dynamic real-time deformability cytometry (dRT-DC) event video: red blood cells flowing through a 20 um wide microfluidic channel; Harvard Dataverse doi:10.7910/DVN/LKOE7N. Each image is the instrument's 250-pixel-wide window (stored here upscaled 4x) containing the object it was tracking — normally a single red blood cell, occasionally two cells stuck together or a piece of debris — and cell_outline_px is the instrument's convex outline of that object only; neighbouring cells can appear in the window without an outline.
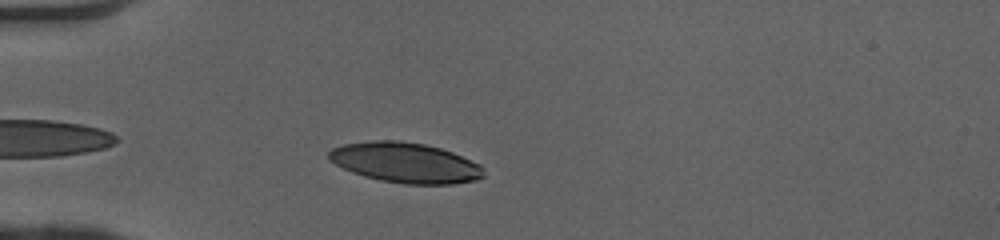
{"species": "human", "species_latin": "Homo sapiens", "temperature_condition": "cold", "stored_images_in_passage": 34, "camera_frame_rate_fps": 3000, "um_per_image_px": 0.085, "donor": {"sex": "female"}, "frame": {"image": 1, "passage_image": 4, "time_ms": 1.0, "image_size_px": [1000, 240], "cell_outline_px": [[484, 176], [476, 180], [452, 184], [404, 184], [380, 180], [364, 176], [352, 172], [328, 160], [328, 152], [332, 148], [344, 144], [372, 140], [396, 140], [424, 144], [440, 148], [452, 152], [480, 164]], "centroid_in_image_um": [34.43, 13.82], "position_along_channel_um": 50.6, "area_um2": 36.18}}
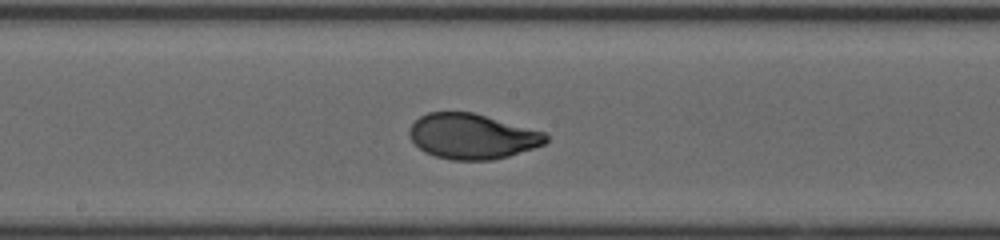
{"frame": {"image": 2, "passage_image": 17, "time_ms": 5.333, "image_size_px": [1000, 240], "cell_outline_px": [[548, 140], [544, 144], [508, 156], [492, 160], [452, 160], [436, 156], [424, 152], [408, 136], [408, 128], [420, 116], [428, 112], [472, 112], [544, 132], [548, 136]], "centroid_in_image_um": [40.1, 11.59], "position_along_channel_um": 208.1, "area_um2": 35.78}}
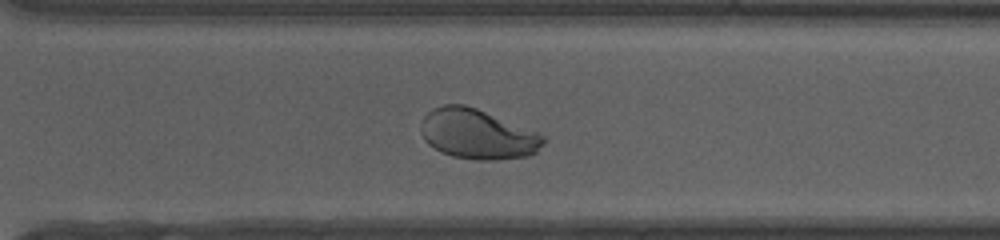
{"frame": {"image": 3, "passage_image": 26, "time_ms": 8.333, "image_size_px": [1000, 240], "cell_outline_px": [[544, 144], [536, 152], [528, 156], [496, 160], [476, 160], [452, 156], [440, 152], [428, 144], [424, 140], [420, 132], [420, 124], [424, 116], [432, 108], [444, 104], [464, 104], [476, 108], [536, 132], [544, 136]], "centroid_in_image_um": [40.53, 11.41], "position_along_channel_um": 330.1, "area_um2": 35.6}, "authors_computed_cell_mechanics": {"area_um2": 36.125, "velocity_mm_per_s": 4.0857, "shape_relaxation_time_tau1_ms": 2.5797, "shape_relaxation_time_tau2_ms": null, "deformation_change_tau1": 0.1749, "deformation_change_tau2": null}}